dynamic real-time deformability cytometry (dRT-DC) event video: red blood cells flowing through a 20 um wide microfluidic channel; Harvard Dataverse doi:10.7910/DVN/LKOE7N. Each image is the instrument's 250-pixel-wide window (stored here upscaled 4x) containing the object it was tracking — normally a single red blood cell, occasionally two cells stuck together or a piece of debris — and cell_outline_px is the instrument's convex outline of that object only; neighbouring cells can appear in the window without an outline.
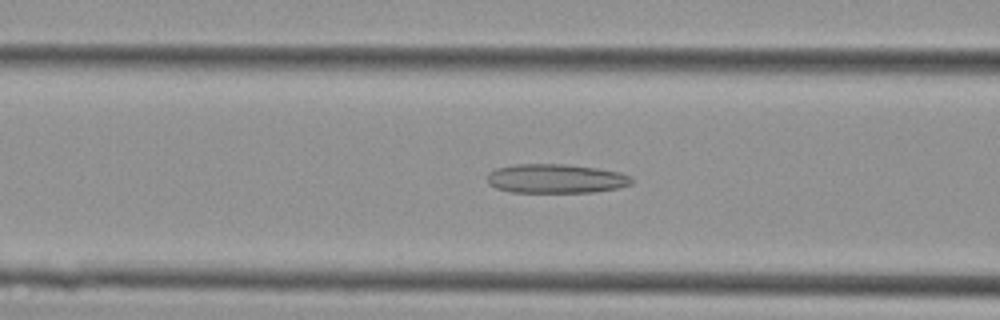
{"species": "Egyptian fruit bat (a non-hibernating species)", "species_latin": "Rousettus aegyptiacus", "temperature_condition": "cold", "stored_images_in_passage": 35, "segment_of_instrument_passage": [1, 2], "camera_frame_rate_fps": 3000, "um_per_image_px": 0.085, "animal": {"sex": "female"}, "frame": {"image": 1, "passage_image": 17, "time_ms": 5.333, "image_size_px": [1000, 320], "cell_outline_px": [[632, 184], [616, 188], [592, 192], [512, 192], [496, 188], [488, 184], [488, 172], [496, 168], [512, 164], [564, 164], [596, 168], [620, 172], [632, 176]], "centroid_in_image_um": [47.23, 15.17], "position_along_channel_um": 119.4, "area_um2": 24.57}}
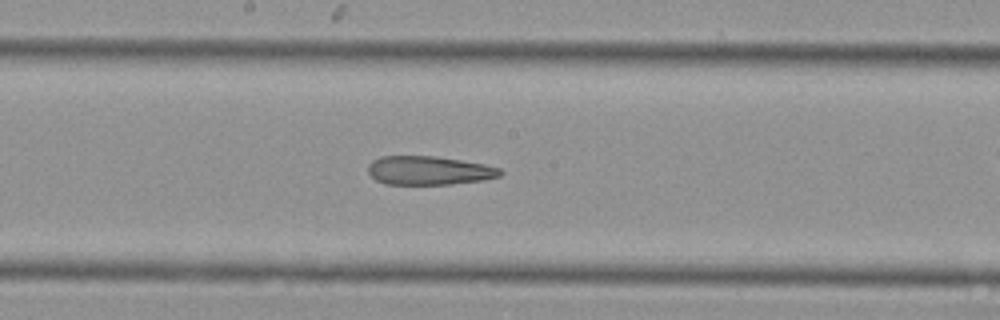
{"frame": {"image": 2, "passage_image": 23, "time_ms": 7.333, "image_size_px": [1000, 320], "cell_outline_px": [[504, 172], [500, 176], [484, 180], [452, 184], [388, 184], [376, 180], [368, 172], [368, 164], [372, 160], [380, 156], [432, 156], [460, 160], [484, 164], [500, 168]], "centroid_in_image_um": [36.47, 14.49], "position_along_channel_um": 211.7, "area_um2": 22.14}}
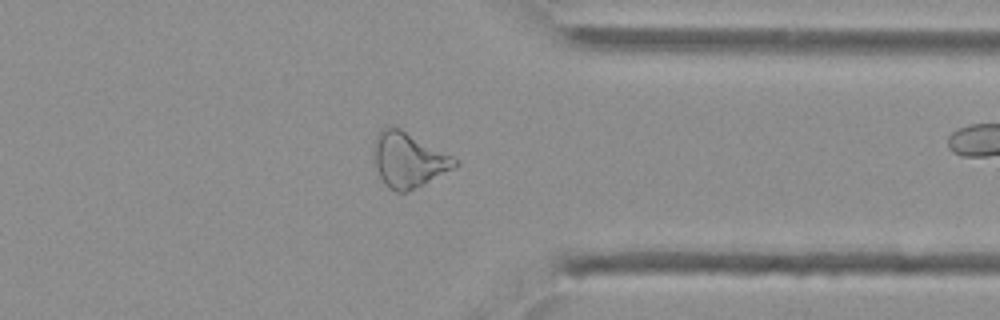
{"frame": {"image": 3, "passage_image": 34, "time_ms": 11.0, "image_size_px": [1000, 320], "cell_outline_px": [[460, 164], [408, 192], [396, 192], [388, 188], [384, 184], [376, 168], [372, 148], [380, 128], [388, 124], [392, 124], [400, 128], [452, 156]], "centroid_in_image_um": [34.66, 13.56], "position_along_channel_um": 376.7, "area_um2": 25.89}}